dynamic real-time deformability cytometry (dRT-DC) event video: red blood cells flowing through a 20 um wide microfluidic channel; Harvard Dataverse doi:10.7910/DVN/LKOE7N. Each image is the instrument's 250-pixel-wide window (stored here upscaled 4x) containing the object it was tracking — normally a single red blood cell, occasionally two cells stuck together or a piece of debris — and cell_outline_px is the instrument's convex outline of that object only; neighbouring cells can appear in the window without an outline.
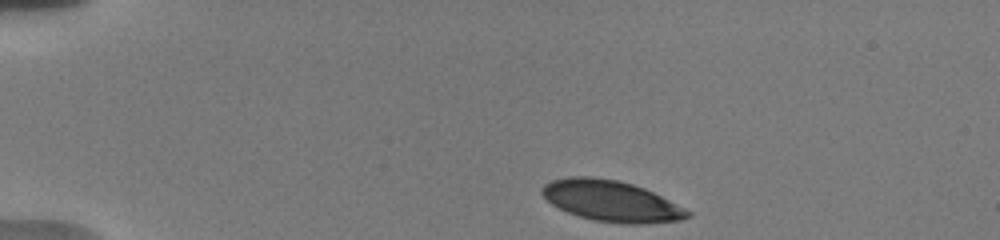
{"species": "human", "species_latin": "Homo sapiens", "temperature_condition": "warm", "stored_images_in_passage": 11, "camera_frame_rate_fps": 3000, "um_per_image_px": 0.085, "donor": {"sex": "male"}, "frame": {"image": 1, "passage_image": 1, "time_ms": 0.0, "image_size_px": [1000, 240], "cell_outline_px": [[692, 216], [680, 220], [644, 224], [624, 224], [592, 220], [568, 212], [552, 204], [540, 192], [540, 188], [544, 184], [552, 180], [568, 176], [592, 176], [616, 180], [632, 184], [644, 188], [692, 212]], "centroid_in_image_um": [51.94, 17.08], "position_along_channel_um": 33.1, "area_um2": 34.62}}
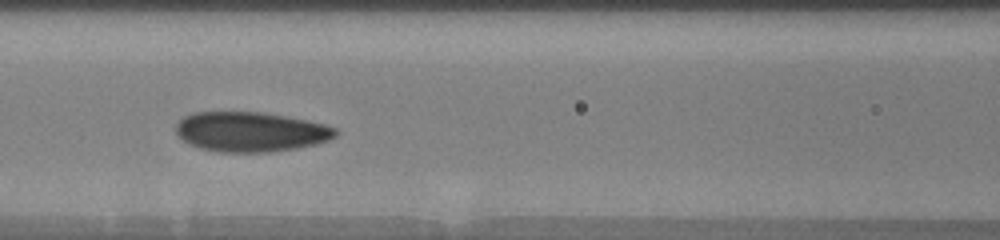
{"frame": {"image": 2, "passage_image": 6, "time_ms": 5.0, "image_size_px": [1000, 240], "cell_outline_px": [[336, 136], [328, 140], [316, 144], [296, 148], [272, 152], [216, 152], [200, 148], [188, 144], [176, 132], [176, 124], [184, 116], [192, 112], [260, 112], [288, 116], [308, 120], [324, 124], [336, 128]], "centroid_in_image_um": [21.3, 11.2], "position_along_channel_um": 145.3, "area_um2": 37.17}}
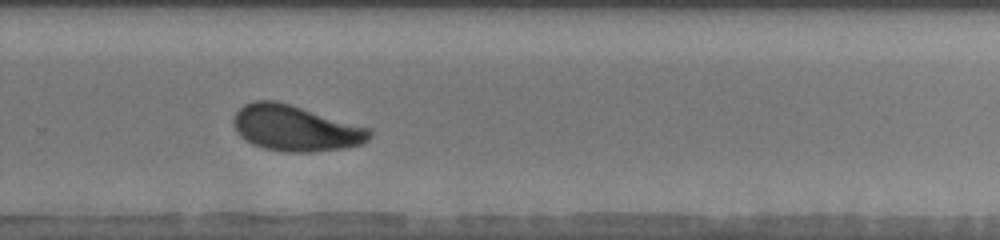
{"frame": {"image": 3, "passage_image": 10, "time_ms": 9.333, "image_size_px": [1000, 240], "cell_outline_px": [[372, 136], [364, 144], [344, 148], [312, 152], [280, 152], [264, 148], [252, 144], [240, 136], [236, 132], [232, 124], [232, 120], [236, 112], [244, 104], [256, 100], [276, 100], [372, 128]], "centroid_in_image_um": [25.13, 10.9], "position_along_channel_um": 304.7, "area_um2": 36.76}}